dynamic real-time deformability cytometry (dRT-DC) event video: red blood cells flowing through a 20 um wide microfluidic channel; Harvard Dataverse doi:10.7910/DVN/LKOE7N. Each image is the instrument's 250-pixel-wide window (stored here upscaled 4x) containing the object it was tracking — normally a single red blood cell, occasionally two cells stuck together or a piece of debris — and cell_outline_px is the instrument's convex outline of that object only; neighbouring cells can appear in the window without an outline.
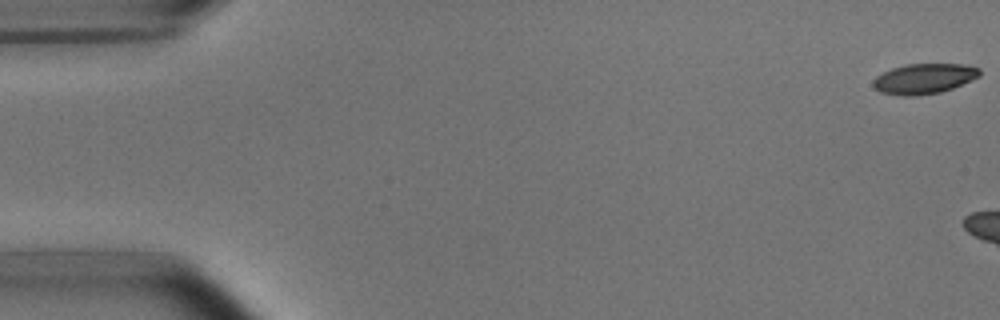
{"species": "common noctule bat (a hibernating species)", "species_latin": "Nyctalus noctula", "temperature_condition": "room temperature", "stored_images_in_passage": 3, "camera_frame_rate_fps": 3000, "um_per_image_px": 0.085, "animal": {"sex": "male", "body_mass_g": 15.6}, "frame": {"image": 1, "passage_image": 1, "time_ms": 0.0, "image_size_px": [1000, 320], "cell_outline_px": [[980, 76], [972, 80], [952, 88], [940, 92], [916, 96], [900, 96], [880, 92], [872, 84], [872, 80], [876, 76], [892, 68], [904, 64], [960, 64], [980, 68]], "centroid_in_image_um": [78.52, 6.69], "position_along_channel_um": 6.5, "area_um2": 18.79}}